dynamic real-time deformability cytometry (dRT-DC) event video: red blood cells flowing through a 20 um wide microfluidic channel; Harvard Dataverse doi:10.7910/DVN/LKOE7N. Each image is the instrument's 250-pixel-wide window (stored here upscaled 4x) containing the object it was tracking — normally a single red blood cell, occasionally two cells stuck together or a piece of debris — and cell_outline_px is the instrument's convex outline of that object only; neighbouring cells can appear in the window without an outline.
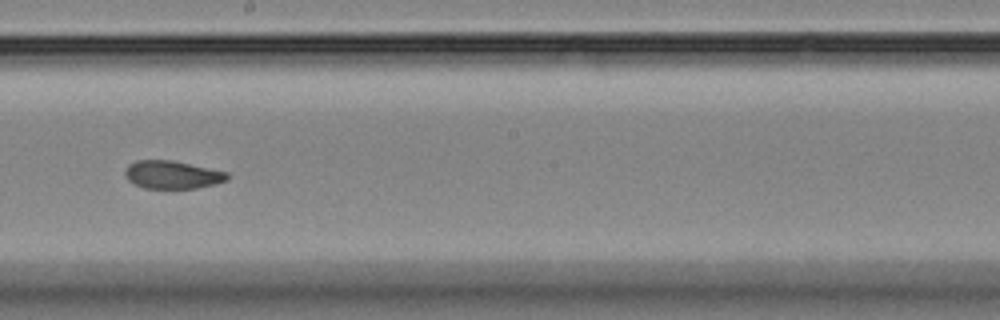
{"species": "Egyptian fruit bat (a non-hibernating species)", "species_latin": "Rousettus aegyptiacus", "temperature_condition": "room temperature", "stored_images_in_passage": 10, "camera_frame_rate_fps": 3000, "um_per_image_px": 0.085, "animal": {"sex": "female"}, "frame": {"image": 1, "passage_image": 9, "time_ms": 9.333, "image_size_px": [1000, 320], "cell_outline_px": [[228, 180], [216, 184], [196, 188], [144, 188], [132, 184], [128, 180], [124, 172], [124, 168], [128, 164], [136, 160], [172, 160], [228, 172]], "centroid_in_image_um": [14.61, 14.85], "position_along_channel_um": 233.6, "area_um2": 16.82}}
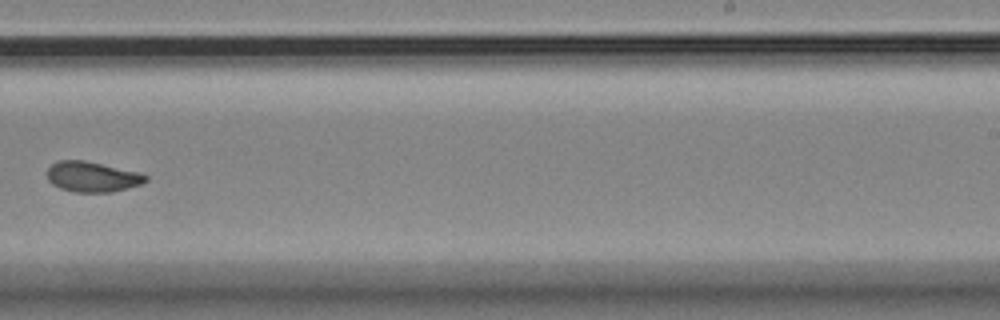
{"frame": {"image": 2, "passage_image": 10, "time_ms": 10.667, "image_size_px": [1000, 320], "cell_outline_px": [[148, 180], [140, 184], [112, 192], [76, 192], [60, 188], [52, 184], [48, 180], [48, 168], [52, 164], [60, 160], [84, 160], [136, 172], [148, 176]], "centroid_in_image_um": [7.81, 15.03], "position_along_channel_um": 281.2, "area_um2": 17.11}}